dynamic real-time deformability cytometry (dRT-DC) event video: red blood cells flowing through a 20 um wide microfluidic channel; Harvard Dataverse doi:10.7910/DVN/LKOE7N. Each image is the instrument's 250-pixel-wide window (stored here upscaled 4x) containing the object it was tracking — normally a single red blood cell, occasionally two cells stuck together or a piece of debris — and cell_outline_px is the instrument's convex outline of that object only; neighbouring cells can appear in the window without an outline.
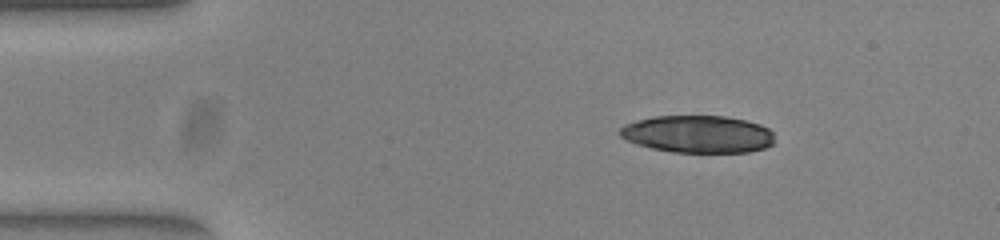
{"species": "common noctule bat (a hibernating species)", "species_latin": "Nyctalus noctula", "temperature_condition": "warm", "stored_images_in_passage": 23, "camera_frame_rate_fps": 3000, "um_per_image_px": 0.085, "animal": {"sex": "female", "body_mass_g": 23.0, "forearm_length_mm": 53.4}, "frame": {"image": 1, "passage_image": 4, "time_ms": 1.0, "image_size_px": [1000, 240], "cell_outline_px": [[772, 144], [764, 148], [748, 152], [672, 152], [652, 148], [636, 144], [620, 136], [620, 128], [624, 124], [656, 116], [724, 116], [744, 120], [760, 124], [768, 128], [772, 132]], "centroid_in_image_um": [59.31, 11.4], "position_along_channel_um": 25.7, "area_um2": 33.41}}